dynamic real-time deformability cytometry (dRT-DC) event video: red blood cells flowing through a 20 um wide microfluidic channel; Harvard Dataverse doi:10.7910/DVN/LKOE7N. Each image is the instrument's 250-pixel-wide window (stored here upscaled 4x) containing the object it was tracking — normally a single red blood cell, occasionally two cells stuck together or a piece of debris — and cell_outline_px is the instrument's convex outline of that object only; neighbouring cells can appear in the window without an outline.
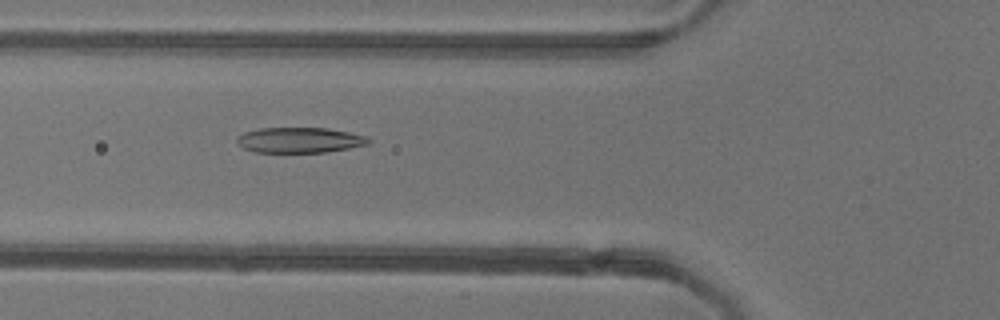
{"species": "common noctule bat (a hibernating species)", "species_latin": "Nyctalus noctula", "temperature_condition": "warm", "stored_images_in_passage": 52, "camera_frame_rate_fps": 3000, "um_per_image_px": 0.085, "animal": {"sex": "female"}, "frame": {"image": 1, "passage_image": 19, "time_ms": 6.0, "image_size_px": [1000, 320], "cell_outline_px": [[372, 140], [368, 144], [348, 148], [324, 152], [256, 152], [244, 148], [236, 140], [236, 136], [244, 132], [260, 128], [328, 128], [368, 136]], "centroid_in_image_um": [25.48, 11.9], "position_along_channel_um": 100.3, "area_um2": 19.42}}
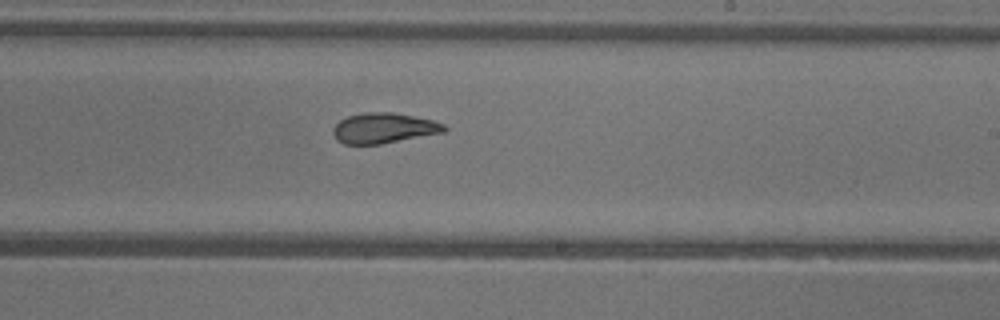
{"frame": {"image": 2, "passage_image": 31, "time_ms": 10.0, "image_size_px": [1000, 320], "cell_outline_px": [[448, 128], [444, 132], [380, 144], [344, 144], [336, 140], [332, 132], [332, 128], [340, 120], [348, 116], [364, 112], [392, 112], [432, 120], [444, 124]], "centroid_in_image_um": [32.59, 10.89], "position_along_channel_um": 256.4, "area_um2": 19.59}}
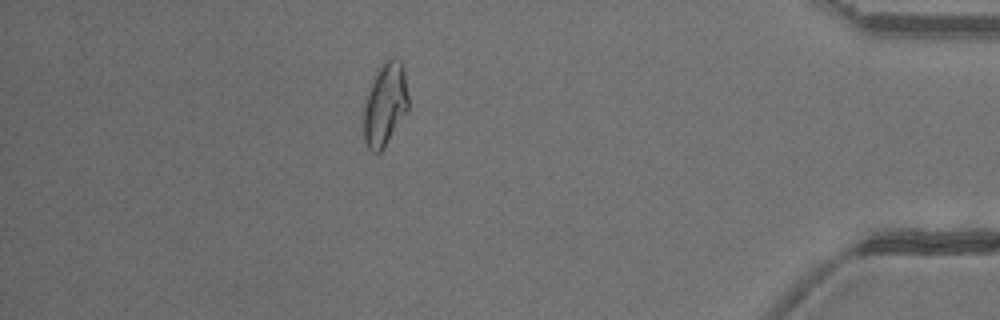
{"frame": {"image": 3, "passage_image": 46, "time_ms": 15.0, "image_size_px": [1000, 320], "cell_outline_px": [[408, 108], [384, 148], [380, 152], [372, 152], [364, 144], [364, 100], [376, 68], [384, 60], [392, 56], [400, 60], [404, 68], [408, 96]], "centroid_in_image_um": [32.71, 8.82], "position_along_channel_um": 402.5, "area_um2": 21.96}, "authors_computed_cell_mechanics": {"area_um2": 21.2704, "velocity_mm_per_s": 3.8901, "shape_relaxation_time_tau1_ms": null, "shape_relaxation_time_tau2_ms": 2.1098, "deformation_change_tau1": null, "deformation_change_tau2": 0.0933}}